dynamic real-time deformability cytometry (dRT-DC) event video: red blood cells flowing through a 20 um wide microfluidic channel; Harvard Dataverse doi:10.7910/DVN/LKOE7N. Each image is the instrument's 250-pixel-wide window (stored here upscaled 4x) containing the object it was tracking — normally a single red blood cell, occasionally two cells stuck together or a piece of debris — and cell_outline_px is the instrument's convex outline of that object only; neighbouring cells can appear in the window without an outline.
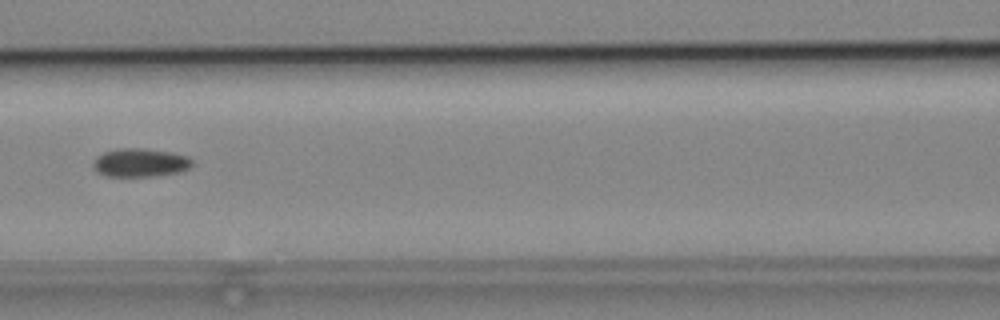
{"species": "common noctule bat (a hibernating species)", "species_latin": "Nyctalus noctula", "temperature_condition": "cold", "stored_images_in_passage": 4, "camera_frame_rate_fps": 3000, "um_per_image_px": 0.085, "animal": {"sex": "male", "body_mass_g": 19.2, "forearm_length_mm": 51.8}, "frame": {"image": 1, "passage_image": 3, "time_ms": 2.333, "image_size_px": [1000, 320], "cell_outline_px": [[192, 164], [188, 168], [180, 172], [156, 176], [108, 176], [96, 172], [92, 168], [92, 164], [96, 156], [104, 152], [116, 148], [144, 148], [172, 152], [188, 156], [192, 160]], "centroid_in_image_um": [11.89, 13.82], "position_along_channel_um": 154.7, "area_um2": 16.65}}
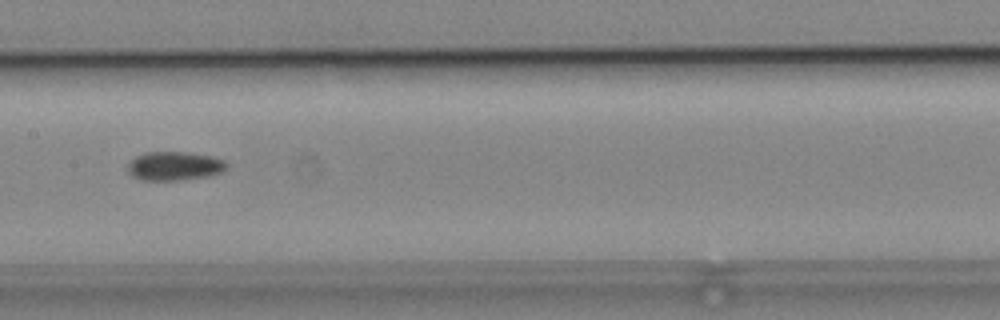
{"frame": {"image": 2, "passage_image": 4, "time_ms": 3.333, "image_size_px": [1000, 320], "cell_outline_px": [[228, 168], [224, 172], [208, 176], [176, 180], [144, 180], [132, 176], [128, 172], [128, 164], [136, 156], [144, 152], [188, 152], [212, 156], [224, 160], [228, 164]], "centroid_in_image_um": [14.86, 14.1], "position_along_channel_um": 192.5, "area_um2": 16.7}}